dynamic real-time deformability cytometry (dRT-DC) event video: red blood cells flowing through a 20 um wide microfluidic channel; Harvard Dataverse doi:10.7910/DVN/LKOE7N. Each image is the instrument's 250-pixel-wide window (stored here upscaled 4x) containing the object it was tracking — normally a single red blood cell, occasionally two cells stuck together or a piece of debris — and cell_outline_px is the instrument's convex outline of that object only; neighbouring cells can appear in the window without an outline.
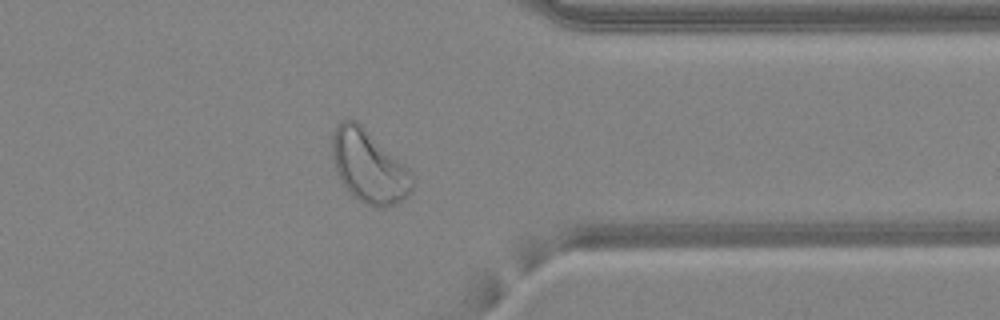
{"species": "common noctule bat (a hibernating species)", "species_latin": "Nyctalus noctula", "temperature_condition": "warm", "stored_images_in_passage": 41, "camera_frame_rate_fps": 3000, "um_per_image_px": 0.085, "animal": {"sex": "female", "body_mass_g": 24.6, "forearm_length_mm": 56.2}, "frame": {"image": 1, "passage_image": 30, "time_ms": 9.667, "image_size_px": [1000, 320], "cell_outline_px": [[412, 188], [408, 196], [384, 208], [376, 208], [352, 196], [336, 172], [332, 160], [332, 132], [344, 120], [356, 120], [404, 164], [408, 168], [412, 180]], "centroid_in_image_um": [31.33, 14.16], "position_along_channel_um": 380.1, "area_um2": 33.29}}